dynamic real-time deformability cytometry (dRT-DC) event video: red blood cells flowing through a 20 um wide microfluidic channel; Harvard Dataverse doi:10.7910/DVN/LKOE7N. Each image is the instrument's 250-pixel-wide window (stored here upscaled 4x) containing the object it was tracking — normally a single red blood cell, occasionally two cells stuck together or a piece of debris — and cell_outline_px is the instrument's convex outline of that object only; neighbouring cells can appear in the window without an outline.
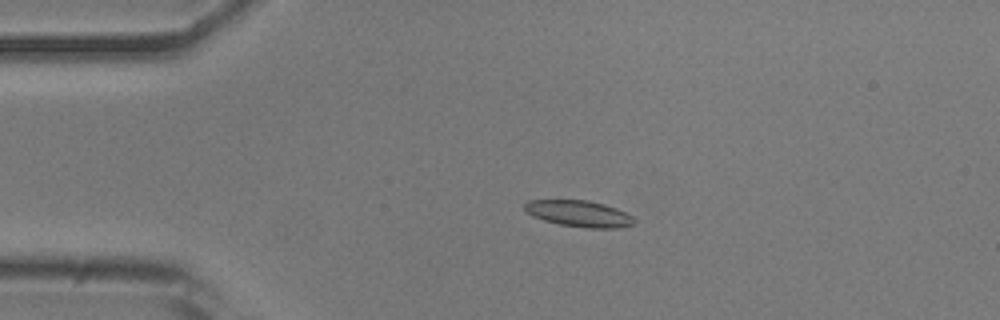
{"species": "common noctule bat (a hibernating species)", "species_latin": "Nyctalus noctula", "temperature_condition": "room temperature", "stored_images_in_passage": 53, "camera_frame_rate_fps": 3000, "um_per_image_px": 0.085, "animal": {"sex": "male", "body_mass_g": 20.5, "forearm_length_mm": 52.5}, "frame": {"image": 1, "passage_image": 12, "time_ms": 3.667, "image_size_px": [1000, 320], "cell_outline_px": [[636, 224], [616, 228], [588, 228], [560, 224], [544, 220], [532, 216], [524, 208], [524, 204], [528, 200], [588, 200], [604, 204], [616, 208], [632, 216], [636, 220]], "centroid_in_image_um": [49.24, 18.16], "position_along_channel_um": 35.8, "area_um2": 16.76}}
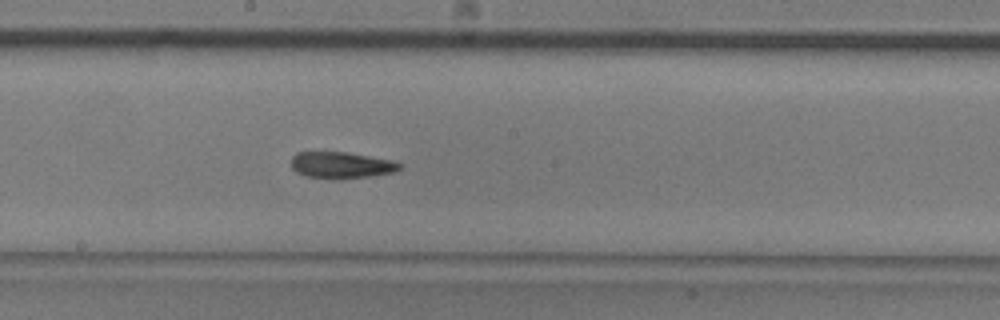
{"frame": {"image": 2, "passage_image": 29, "time_ms": 9.333, "image_size_px": [1000, 320], "cell_outline_px": [[400, 168], [392, 172], [368, 176], [308, 176], [296, 172], [292, 168], [292, 156], [296, 152], [344, 152], [392, 160], [400, 164]], "centroid_in_image_um": [28.97, 13.98], "position_along_channel_um": 219.2, "area_um2": 15.66}}
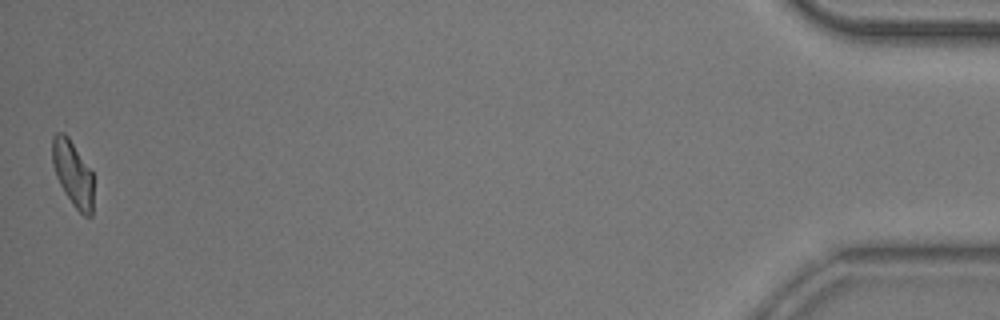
{"frame": {"image": 3, "passage_image": 53, "time_ms": 17.333, "image_size_px": [1000, 320], "cell_outline_px": [[92, 216], [84, 216], [72, 204], [64, 192], [56, 176], [52, 164], [52, 136], [56, 132], [64, 132], [68, 136], [92, 172]], "centroid_in_image_um": [6.16, 14.72], "position_along_channel_um": 429.0, "area_um2": 15.61}, "authors_computed_cell_mechanics": {"area_um2": 17.1666, "velocity_mm_per_s": 3.8217, "shape_relaxation_time_tau1_ms": 9.7639, "shape_relaxation_time_tau2_ms": 3.2929, "deformation_change_tau1": 0.2044, "deformation_change_tau2": 0.0915}}